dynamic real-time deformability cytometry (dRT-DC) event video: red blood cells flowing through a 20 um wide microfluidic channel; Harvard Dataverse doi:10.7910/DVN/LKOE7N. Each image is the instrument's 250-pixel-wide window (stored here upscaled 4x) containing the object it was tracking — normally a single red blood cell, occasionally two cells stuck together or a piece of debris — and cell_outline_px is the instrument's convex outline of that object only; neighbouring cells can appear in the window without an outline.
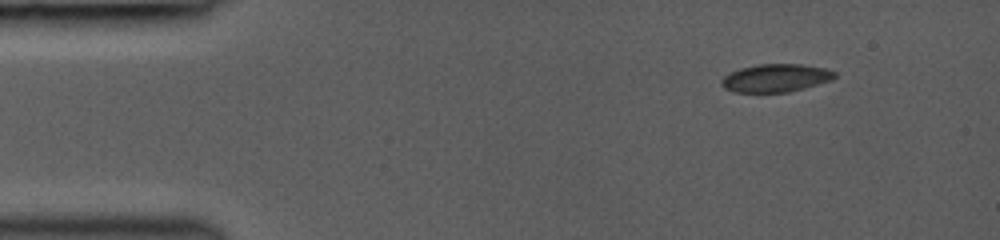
{"species": "common noctule bat (a hibernating species)", "species_latin": "Nyctalus noctula", "temperature_condition": "room temperature", "stored_images_in_passage": 40, "camera_frame_rate_fps": 3000, "um_per_image_px": 0.085, "animal": {"sex": "female", "body_mass_g": 19.0, "forearm_length_mm": 53.3}, "frame": {"image": 1, "passage_image": 1, "time_ms": 0.0, "image_size_px": [1000, 240], "cell_outline_px": [[836, 76], [832, 80], [804, 88], [788, 92], [732, 92], [724, 88], [720, 84], [720, 80], [724, 76], [740, 68], [760, 64], [800, 64], [824, 68], [836, 72]], "centroid_in_image_um": [65.92, 6.63], "position_along_channel_um": 19.1, "area_um2": 18.44}}
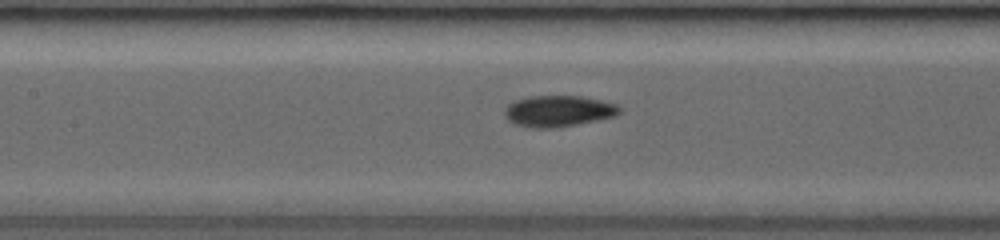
{"frame": {"image": 2, "passage_image": 17, "time_ms": 5.333, "image_size_px": [1000, 240], "cell_outline_px": [[620, 112], [616, 116], [556, 128], [528, 128], [516, 124], [508, 120], [504, 116], [504, 108], [508, 104], [516, 100], [528, 96], [580, 96], [600, 100], [616, 104], [620, 108]], "centroid_in_image_um": [47.42, 9.44], "position_along_channel_um": 160.0, "area_um2": 20.92}}
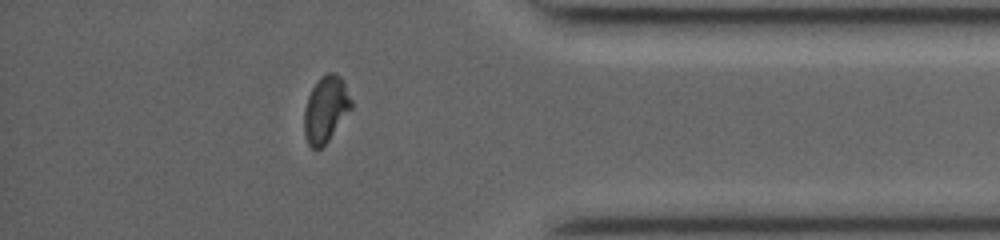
{"frame": {"image": 3, "passage_image": 35, "time_ms": 11.333, "image_size_px": [1000, 240], "cell_outline_px": [[352, 108], [328, 140], [320, 148], [312, 148], [308, 144], [304, 132], [304, 108], [308, 96], [312, 88], [320, 76], [328, 72], [332, 72], [340, 76], [344, 80], [352, 100]], "centroid_in_image_um": [27.69, 9.25], "position_along_channel_um": 407.5, "area_um2": 18.15}, "authors_computed_cell_mechanics": {"area_um2": 19.6231, "velocity_mm_per_s": 4.3119, "shape_relaxation_time_tau1_ms": 10.6189, "shape_relaxation_time_tau2_ms": 1.4336, "deformation_change_tau1": 0.2635, "deformation_change_tau2": 0.0463}}